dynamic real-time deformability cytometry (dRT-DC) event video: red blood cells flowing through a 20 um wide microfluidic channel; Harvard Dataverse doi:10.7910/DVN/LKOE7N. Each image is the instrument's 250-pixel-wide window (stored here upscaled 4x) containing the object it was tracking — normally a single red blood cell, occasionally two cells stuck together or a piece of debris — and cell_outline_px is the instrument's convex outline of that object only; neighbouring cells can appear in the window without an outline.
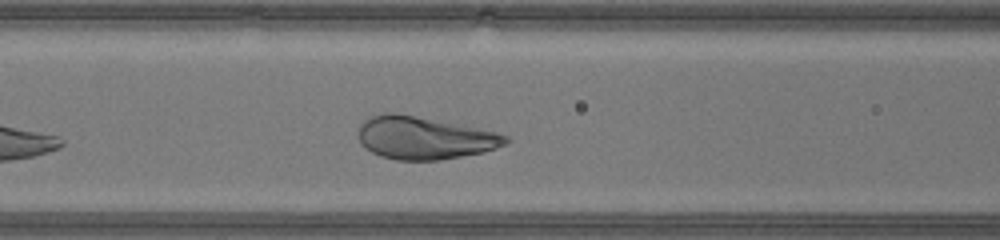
{"species": "human", "species_latin": "Homo sapiens", "temperature_condition": "warm", "stored_images_in_passage": 24, "camera_frame_rate_fps": 3000, "um_per_image_px": 0.085, "donor": {"sex": "male"}, "frame": {"image": 1, "passage_image": 7, "time_ms": 2.0, "image_size_px": [1000, 240], "cell_outline_px": [[512, 140], [496, 148], [484, 152], [440, 160], [396, 160], [380, 156], [364, 148], [360, 144], [356, 136], [356, 132], [360, 124], [368, 116], [384, 112], [392, 112], [476, 128], [496, 132], [508, 136]], "centroid_in_image_um": [35.98, 11.73], "position_along_channel_um": 130.6, "area_um2": 36.7}}
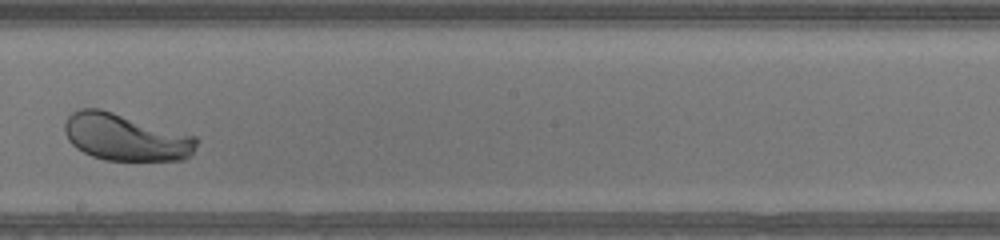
{"frame": {"image": 2, "passage_image": 14, "time_ms": 4.333, "image_size_px": [1000, 240], "cell_outline_px": [[200, 140], [192, 152], [184, 160], [104, 160], [92, 156], [76, 148], [68, 140], [64, 132], [64, 124], [68, 116], [72, 112], [80, 108], [100, 108], [196, 136]], "centroid_in_image_um": [10.66, 11.66], "position_along_channel_um": 237.5, "area_um2": 36.13}}
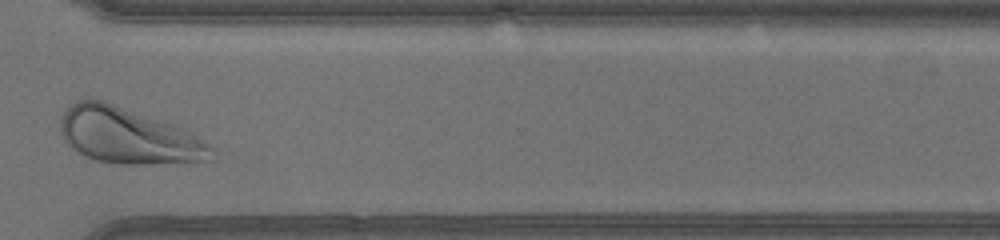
{"frame": {"image": 3, "passage_image": 22, "time_ms": 7.0, "image_size_px": [1000, 240], "cell_outline_px": [[216, 160], [140, 164], [120, 164], [96, 160], [84, 156], [72, 148], [64, 140], [60, 132], [60, 120], [64, 112], [76, 100], [88, 96], [184, 128], [208, 144], [212, 148]], "centroid_in_image_um": [10.87, 11.54], "position_along_channel_um": 359.7, "area_um2": 48.9}}